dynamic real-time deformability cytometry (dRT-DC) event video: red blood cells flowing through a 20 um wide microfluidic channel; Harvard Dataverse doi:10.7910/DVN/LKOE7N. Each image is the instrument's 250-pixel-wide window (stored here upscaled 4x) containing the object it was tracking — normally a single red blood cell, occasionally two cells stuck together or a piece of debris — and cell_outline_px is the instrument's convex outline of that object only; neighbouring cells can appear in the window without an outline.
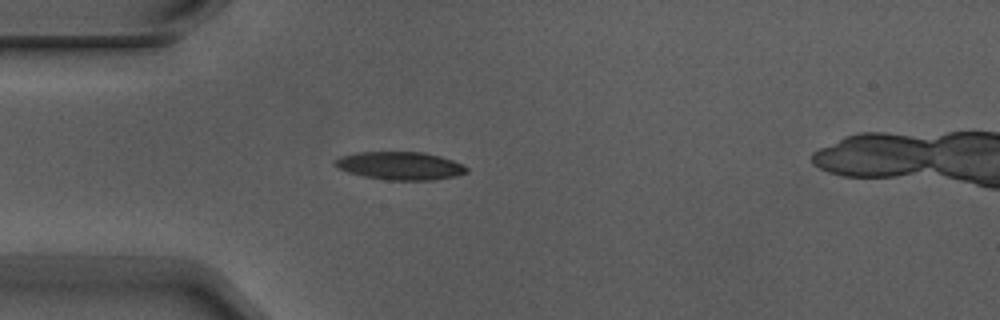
{"species": "Egyptian fruit bat (a non-hibernating species)", "species_latin": "Rousettus aegyptiacus", "temperature_condition": "warm", "stored_images_in_passage": 1, "camera_frame_rate_fps": 3000, "um_per_image_px": 0.085, "animal": {"sex": "male"}, "frame": {"image": 1, "passage_image": 1, "time_ms": 0.0, "image_size_px": [1000, 320], "cell_outline_px": [[468, 172], [456, 176], [432, 180], [388, 180], [364, 176], [348, 172], [336, 168], [332, 164], [332, 160], [340, 156], [356, 152], [424, 152], [440, 156], [464, 164], [468, 168]], "centroid_in_image_um": [33.98, 14.08], "position_along_channel_um": 51.0, "area_um2": 21.73}}